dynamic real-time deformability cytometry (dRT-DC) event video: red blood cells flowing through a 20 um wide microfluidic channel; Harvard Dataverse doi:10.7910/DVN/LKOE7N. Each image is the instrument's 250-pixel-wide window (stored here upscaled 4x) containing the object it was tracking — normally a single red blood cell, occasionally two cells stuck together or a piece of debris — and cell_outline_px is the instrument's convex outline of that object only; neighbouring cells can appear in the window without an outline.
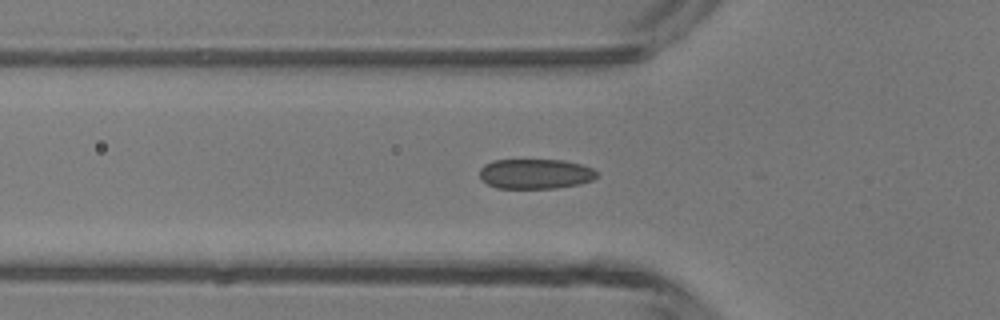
{"species": "common noctule bat (a hibernating species)", "species_latin": "Nyctalus noctula", "temperature_condition": "room temperature", "stored_images_in_passage": 8, "camera_frame_rate_fps": 3000, "um_per_image_px": 0.085, "animal": {"sex": "male", "body_mass_g": 13.3}, "frame": {"image": 1, "passage_image": 3, "time_ms": 0.667, "image_size_px": [1000, 320], "cell_outline_px": [[600, 176], [592, 180], [580, 184], [556, 188], [496, 188], [480, 180], [480, 168], [484, 164], [492, 160], [564, 160], [580, 164], [592, 168]], "centroid_in_image_um": [45.5, 14.78], "position_along_channel_um": 80.3, "area_um2": 20.63}}
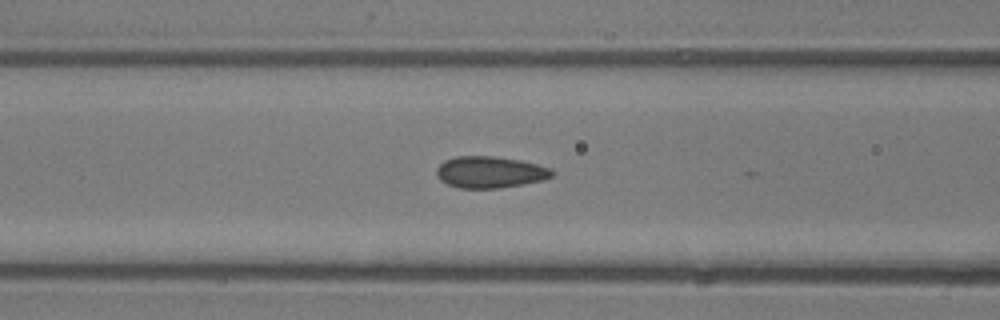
{"frame": {"image": 2, "passage_image": 6, "time_ms": 1.667, "image_size_px": [1000, 320], "cell_outline_px": [[552, 176], [544, 180], [496, 188], [460, 188], [448, 184], [440, 180], [436, 176], [436, 168], [444, 160], [456, 156], [496, 156], [520, 160], [552, 168]], "centroid_in_image_um": [41.62, 14.62], "position_along_channel_um": 125.0, "area_um2": 21.21}}